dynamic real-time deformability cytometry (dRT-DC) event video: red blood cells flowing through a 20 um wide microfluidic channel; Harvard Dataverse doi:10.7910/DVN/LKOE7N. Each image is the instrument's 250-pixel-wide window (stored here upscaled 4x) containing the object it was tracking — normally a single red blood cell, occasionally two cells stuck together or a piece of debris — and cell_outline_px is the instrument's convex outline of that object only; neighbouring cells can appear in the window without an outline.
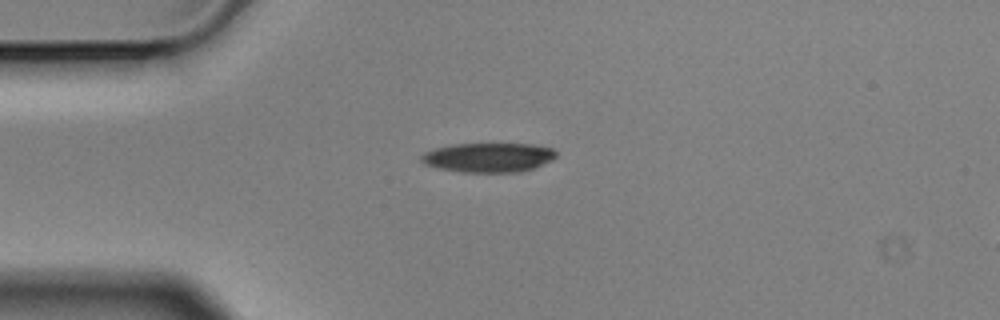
{"species": "Egyptian fruit bat (a non-hibernating species)", "species_latin": "Rousettus aegyptiacus", "temperature_condition": "cold", "stored_images_in_passage": 12, "camera_frame_rate_fps": 3000, "um_per_image_px": 0.085, "animal": {"sex": "male"}, "frame": {"image": 1, "passage_image": 1, "time_ms": 0.0, "image_size_px": [1000, 320], "cell_outline_px": [[556, 156], [552, 160], [532, 168], [520, 172], [460, 172], [440, 168], [424, 164], [420, 160], [420, 156], [424, 152], [436, 148], [452, 144], [532, 144], [552, 148], [556, 152]], "centroid_in_image_um": [41.5, 13.38], "position_along_channel_um": 43.5, "area_um2": 23.0}}
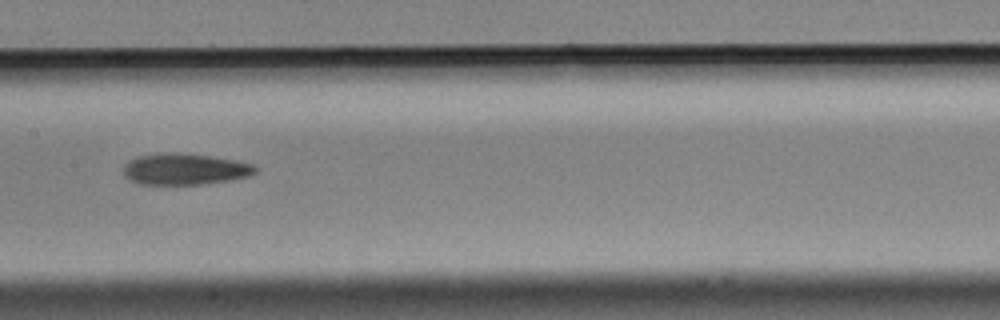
{"frame": {"image": 2, "passage_image": 5, "time_ms": 1.333, "image_size_px": [1000, 320], "cell_outline_px": [[256, 172], [248, 176], [228, 180], [204, 184], [140, 184], [128, 180], [124, 176], [124, 164], [128, 160], [140, 156], [160, 152], [180, 152], [236, 160], [252, 164], [256, 168]], "centroid_in_image_um": [15.65, 14.37], "position_along_channel_um": 191.7, "area_um2": 24.1}}
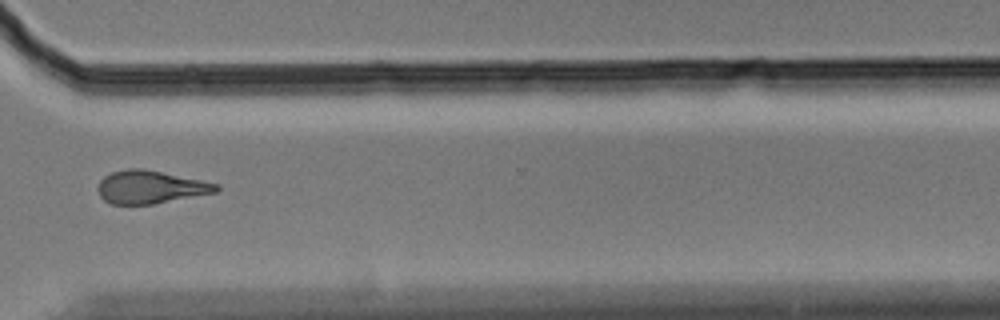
{"frame": {"image": 3, "passage_image": 9, "time_ms": 2.667, "image_size_px": [1000, 320], "cell_outline_px": [[220, 188], [216, 192], [152, 204], [112, 204], [104, 200], [100, 196], [96, 188], [100, 180], [104, 176], [112, 172], [128, 168], [144, 168], [220, 184]], "centroid_in_image_um": [12.76, 15.89], "position_along_channel_um": 357.8, "area_um2": 22.72}}